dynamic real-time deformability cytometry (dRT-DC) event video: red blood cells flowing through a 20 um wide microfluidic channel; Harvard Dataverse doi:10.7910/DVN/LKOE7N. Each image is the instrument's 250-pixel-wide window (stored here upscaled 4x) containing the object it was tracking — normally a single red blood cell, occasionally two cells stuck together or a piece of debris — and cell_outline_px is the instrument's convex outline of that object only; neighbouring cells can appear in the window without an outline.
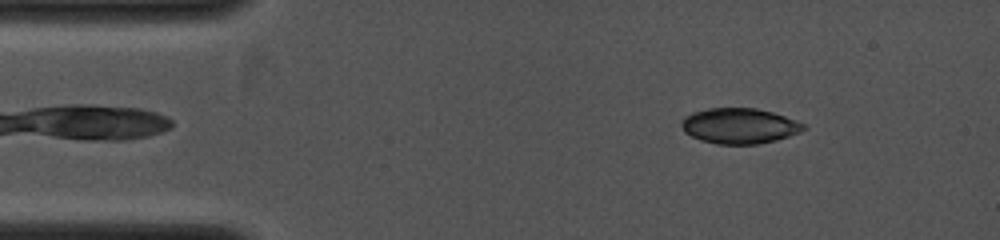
{"species": "common noctule bat (a hibernating species)", "species_latin": "Nyctalus noctula", "temperature_condition": "cold", "stored_images_in_passage": 13, "camera_frame_rate_fps": 4000, "um_per_image_px": 0.085, "animal": {"sex": "female", "body_mass_g": 19.0, "forearm_length_mm": 53.3}, "frame": {"image": 1, "passage_image": 5, "time_ms": 1.25, "image_size_px": [1000, 240], "cell_outline_px": [[808, 128], [800, 132], [776, 140], [760, 144], [716, 144], [700, 140], [684, 132], [680, 124], [684, 116], [692, 112], [708, 108], [756, 108], [772, 112], [796, 120], [804, 124]], "centroid_in_image_um": [62.83, 10.7], "position_along_channel_um": 22.2, "area_um2": 25.37}}
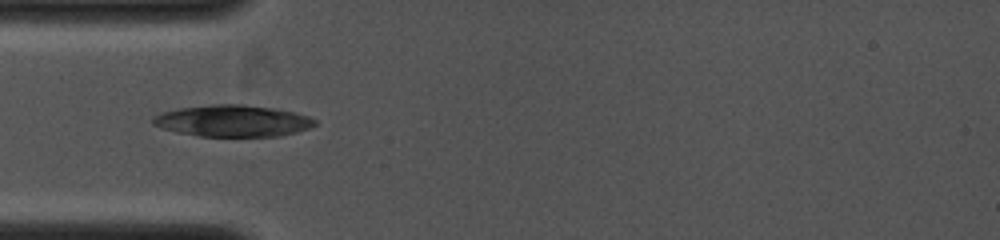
{"frame": {"image": 2, "passage_image": 10, "time_ms": 3.25, "image_size_px": [1000, 240], "cell_outline_px": [[316, 124], [308, 128], [296, 132], [280, 136], [200, 136], [176, 132], [160, 128], [152, 124], [152, 116], [164, 112], [180, 108], [212, 104], [244, 104], [272, 108], [292, 112], [308, 116], [316, 120]], "centroid_in_image_um": [19.75, 10.27], "position_along_channel_um": 65.3, "area_um2": 29.71}}
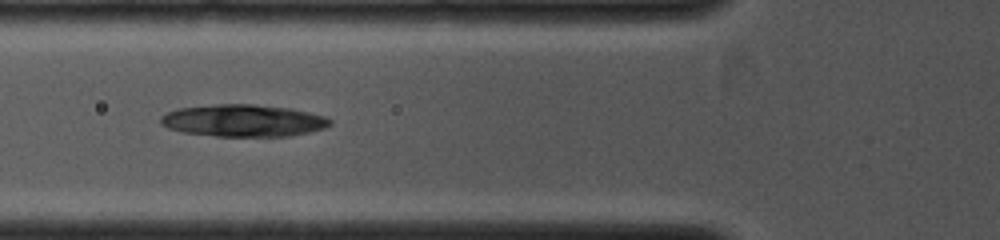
{"frame": {"image": 3, "passage_image": 12, "time_ms": 4.0, "image_size_px": [1000, 240], "cell_outline_px": [[332, 124], [324, 128], [308, 132], [288, 136], [216, 136], [184, 132], [168, 128], [160, 124], [160, 116], [176, 108], [216, 104], [252, 104], [292, 108], [324, 116], [332, 120]], "centroid_in_image_um": [20.67, 10.24], "position_along_channel_um": 105.1, "area_um2": 31.73}}